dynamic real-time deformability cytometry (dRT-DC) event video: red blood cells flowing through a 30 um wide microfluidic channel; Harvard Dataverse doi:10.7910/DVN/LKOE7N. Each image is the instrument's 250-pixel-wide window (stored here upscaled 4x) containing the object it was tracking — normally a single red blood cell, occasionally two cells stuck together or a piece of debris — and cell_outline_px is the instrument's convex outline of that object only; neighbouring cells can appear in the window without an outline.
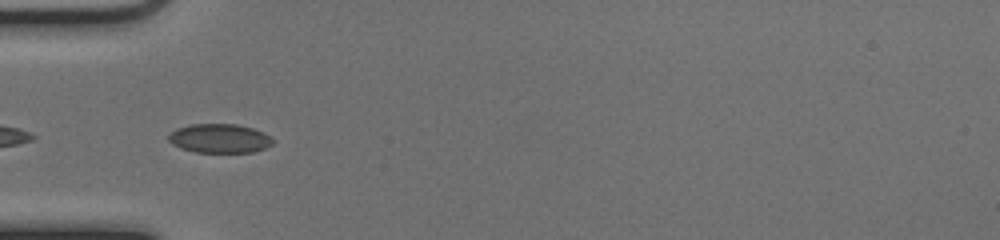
{"species": "common noctule bat (a hibernating species)", "species_latin": "Nyctalus noctula", "temperature_condition": "cold", "stored_images_in_passage": 15, "segment_of_instrument_passage": [2, 2], "camera_frame_rate_fps": 3000, "um_per_image_px": 0.085, "animal": {"sex": "female", "body_mass_g": 17.0, "forearm_length_mm": 48.0}, "frame": {"image": 1, "passage_image": 13, "time_ms": 4.0, "image_size_px": [1000, 240], "cell_outline_px": [[276, 140], [272, 144], [264, 148], [252, 152], [196, 152], [180, 148], [172, 144], [168, 140], [168, 136], [176, 128], [192, 124], [236, 124], [252, 128], [264, 132]], "centroid_in_image_um": [18.67, 11.76], "position_along_channel_um": 66.3, "area_um2": 17.69}}